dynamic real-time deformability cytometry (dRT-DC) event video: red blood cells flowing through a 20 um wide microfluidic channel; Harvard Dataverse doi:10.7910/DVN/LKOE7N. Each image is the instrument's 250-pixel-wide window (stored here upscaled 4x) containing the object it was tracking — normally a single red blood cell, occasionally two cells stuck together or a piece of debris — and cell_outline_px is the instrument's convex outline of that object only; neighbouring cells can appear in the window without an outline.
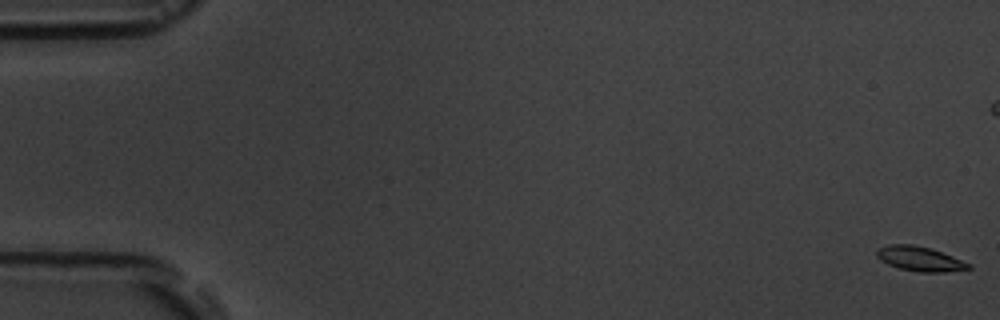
{"species": "common noctule bat (a hibernating species)", "species_latin": "Nyctalus noctula", "temperature_condition": "room temperature", "stored_images_in_passage": 6, "camera_frame_rate_fps": 3000, "um_per_image_px": 0.085, "animal": {"sex": "male", "body_mass_g": 19.5, "forearm_length_mm": 54.6}, "frame": {"image": 1, "passage_image": 1, "time_ms": 0.0, "image_size_px": [1000, 320], "cell_outline_px": [[972, 268], [944, 272], [920, 272], [900, 268], [888, 264], [880, 260], [876, 256], [876, 248], [888, 244], [912, 244], [932, 248], [972, 264]], "centroid_in_image_um": [78.17, 21.98], "position_along_channel_um": 6.8, "area_um2": 13.29}}
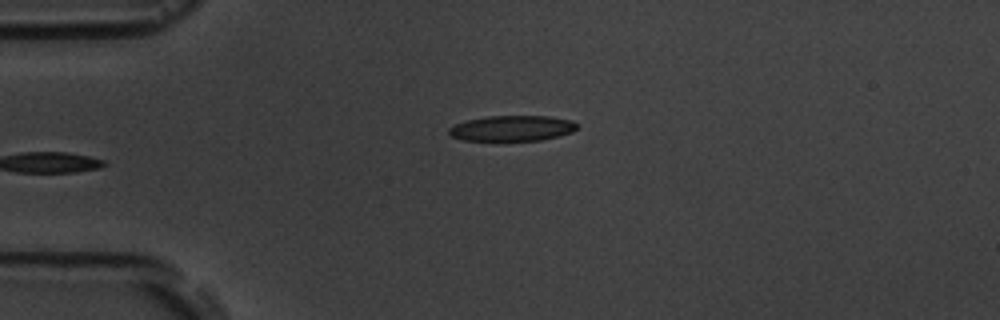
{"frame": {"image": 2, "passage_image": 6, "time_ms": 6.333, "image_size_px": [1000, 320], "cell_outline_px": [[580, 124], [572, 132], [560, 136], [540, 140], [464, 140], [452, 136], [448, 132], [448, 128], [456, 124], [468, 120], [488, 116], [548, 116], [572, 120]], "centroid_in_image_um": [43.58, 10.9], "position_along_channel_um": 41.4, "area_um2": 18.96}}